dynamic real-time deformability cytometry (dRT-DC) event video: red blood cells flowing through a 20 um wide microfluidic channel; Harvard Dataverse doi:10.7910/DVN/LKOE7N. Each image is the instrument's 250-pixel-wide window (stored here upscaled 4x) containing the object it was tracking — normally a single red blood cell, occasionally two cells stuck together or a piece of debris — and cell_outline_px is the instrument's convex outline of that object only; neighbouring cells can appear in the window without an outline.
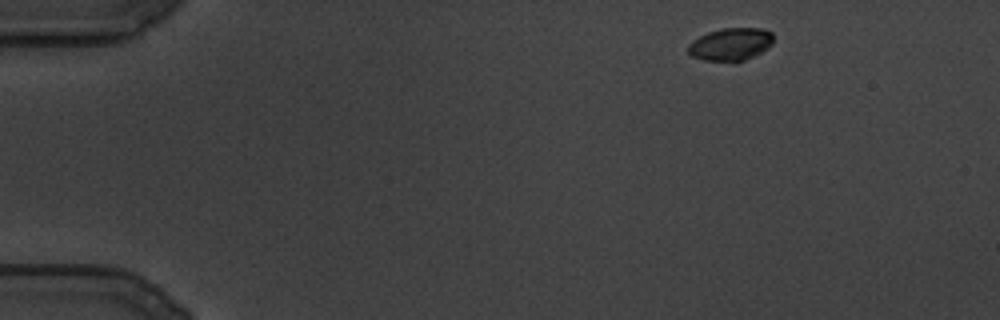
{"species": "common noctule bat (a hibernating species)", "species_latin": "Nyctalus noctula", "temperature_condition": "cold", "stored_images_in_passage": 83, "camera_frame_rate_fps": 3000, "um_per_image_px": 0.085, "animal": {"sex": "male", "body_mass_g": 19.5, "forearm_length_mm": 54.6}, "frame": {"image": 1, "passage_image": 1, "time_ms": 0.0, "image_size_px": [1000, 320], "cell_outline_px": [[772, 44], [760, 52], [736, 64], [732, 64], [704, 60], [692, 56], [688, 52], [688, 44], [700, 36], [708, 32], [724, 28], [760, 28], [772, 32]], "centroid_in_image_um": [62.08, 3.79], "position_along_channel_um": 22.9, "area_um2": 16.42}}
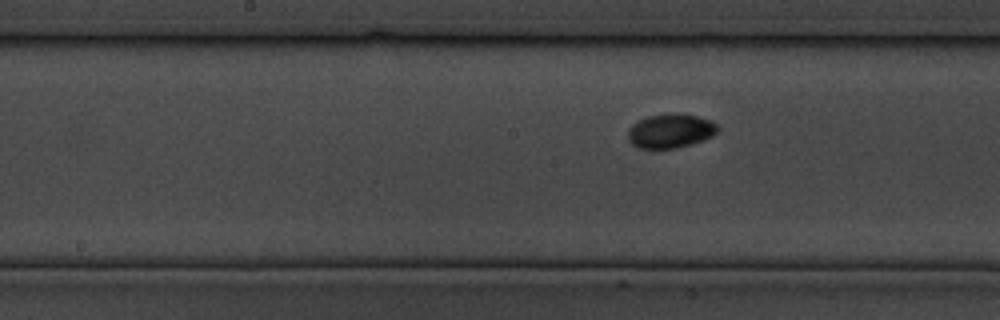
{"frame": {"image": 2, "passage_image": 48, "time_ms": 15.667, "image_size_px": [1000, 320], "cell_outline_px": [[720, 128], [712, 136], [704, 140], [676, 148], [636, 148], [628, 140], [628, 128], [632, 124], [648, 116], [696, 116], [708, 120], [716, 124]], "centroid_in_image_um": [56.96, 11.18], "position_along_channel_um": 191.2, "area_um2": 17.17}}
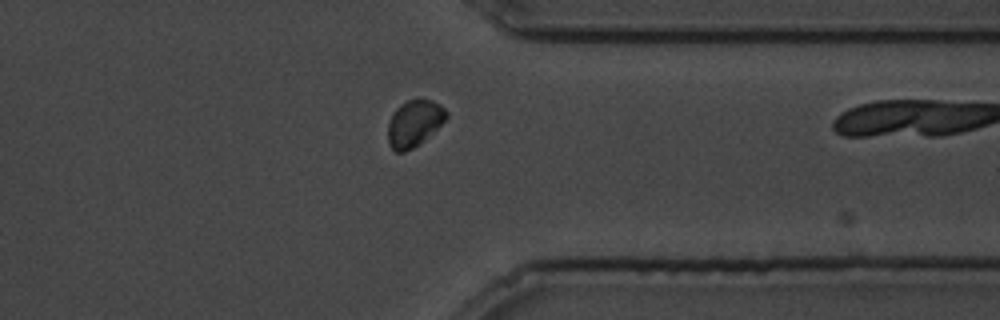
{"frame": {"image": 3, "passage_image": 82, "time_ms": 27.0, "image_size_px": [1000, 320], "cell_outline_px": [[448, 116], [420, 144], [404, 152], [396, 152], [388, 144], [388, 124], [396, 108], [400, 104], [408, 100], [432, 100], [440, 104], [448, 112]], "centroid_in_image_um": [35.2, 10.49], "position_along_channel_um": 376.2, "area_um2": 15.61}}